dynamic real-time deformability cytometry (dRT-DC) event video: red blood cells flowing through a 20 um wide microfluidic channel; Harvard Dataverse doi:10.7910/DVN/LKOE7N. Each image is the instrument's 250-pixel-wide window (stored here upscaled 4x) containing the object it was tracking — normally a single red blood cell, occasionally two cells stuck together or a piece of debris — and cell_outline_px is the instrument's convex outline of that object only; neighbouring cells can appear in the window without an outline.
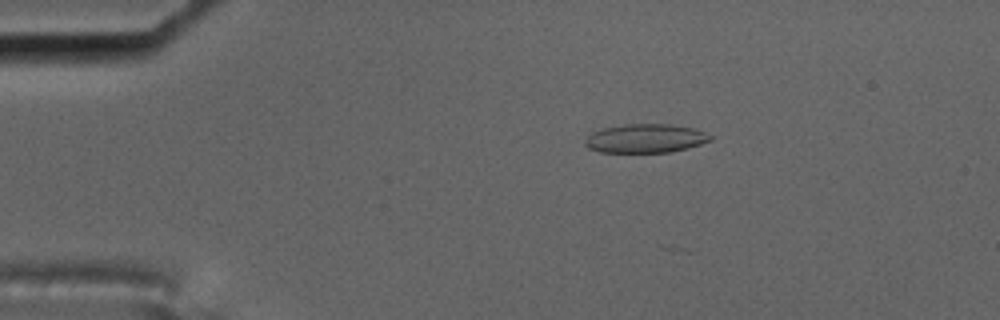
{"species": "common noctule bat (a hibernating species)", "species_latin": "Nyctalus noctula", "temperature_condition": "cold", "stored_images_in_passage": 4, "camera_frame_rate_fps": 3000, "um_per_image_px": 0.085, "animal": {"sex": "male", "body_mass_g": 17.5, "forearm_length_mm": 52.3}, "frame": {"image": 1, "passage_image": 2, "time_ms": 1.333, "image_size_px": [1000, 320], "cell_outline_px": [[712, 140], [688, 148], [672, 152], [600, 152], [588, 148], [584, 144], [584, 140], [592, 132], [600, 128], [624, 124], [668, 124], [692, 128], [704, 132], [712, 136]], "centroid_in_image_um": [54.83, 11.76], "position_along_channel_um": 30.2, "area_um2": 21.1}}